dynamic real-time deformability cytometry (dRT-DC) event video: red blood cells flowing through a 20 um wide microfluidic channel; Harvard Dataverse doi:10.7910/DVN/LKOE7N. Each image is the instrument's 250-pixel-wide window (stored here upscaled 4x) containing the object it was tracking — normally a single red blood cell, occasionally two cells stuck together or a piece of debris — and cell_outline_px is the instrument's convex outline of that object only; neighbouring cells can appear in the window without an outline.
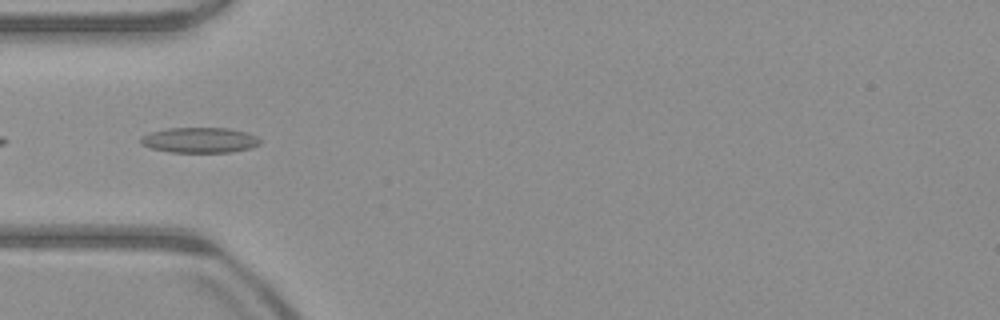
{"species": "common noctule bat (a hibernating species)", "species_latin": "Nyctalus noctula", "temperature_condition": "warm", "stored_images_in_passage": 36, "camera_frame_rate_fps": 3000, "um_per_image_px": 0.085, "animal": {"sex": "male", "body_mass_g": 23.1, "forearm_length_mm": 52.7}, "frame": {"image": 1, "passage_image": 2, "time_ms": 0.333, "image_size_px": [1000, 320], "cell_outline_px": [[260, 144], [252, 148], [232, 152], [172, 152], [152, 148], [140, 144], [140, 136], [152, 132], [168, 128], [228, 128], [248, 132], [256, 136], [260, 140]], "centroid_in_image_um": [17.0, 11.91], "position_along_channel_um": 68.0, "area_um2": 17.69}}
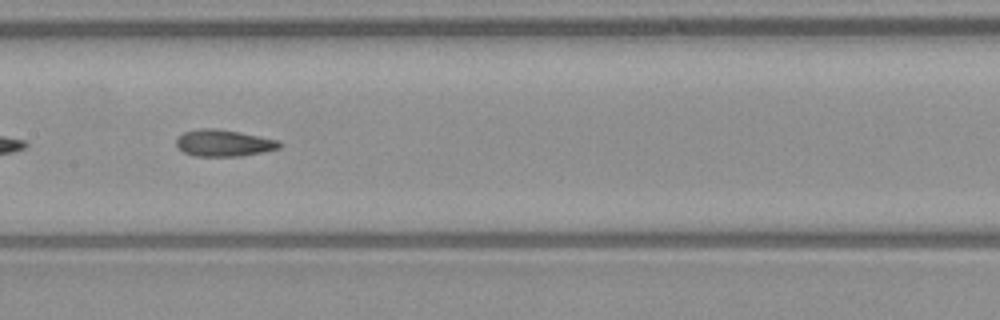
{"frame": {"image": 2, "passage_image": 11, "time_ms": 3.333, "image_size_px": [1000, 320], "cell_outline_px": [[284, 144], [280, 148], [240, 156], [196, 156], [184, 152], [176, 144], [176, 140], [184, 132], [200, 128], [216, 128], [280, 140]], "centroid_in_image_um": [19.04, 12.15], "position_along_channel_um": 188.4, "area_um2": 15.9}}
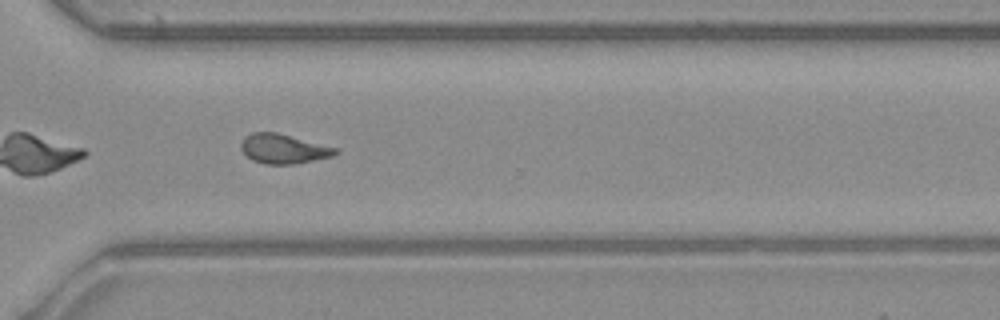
{"frame": {"image": 3, "passage_image": 23, "time_ms": 7.333, "image_size_px": [1000, 320], "cell_outline_px": [[340, 152], [332, 156], [296, 164], [264, 164], [252, 160], [240, 148], [240, 144], [244, 136], [252, 132], [276, 132], [336, 148]], "centroid_in_image_um": [24.06, 12.65], "position_along_channel_um": 346.5, "area_um2": 16.13}, "authors_computed_cell_mechanics": {"area_um2": 16.0684, "velocity_mm_per_s": 3.9678, "shape_relaxation_time_tau1_ms": null, "shape_relaxation_time_tau2_ms": 3.2863, "deformation_change_tau1": null, "deformation_change_tau2": 0.0958}}